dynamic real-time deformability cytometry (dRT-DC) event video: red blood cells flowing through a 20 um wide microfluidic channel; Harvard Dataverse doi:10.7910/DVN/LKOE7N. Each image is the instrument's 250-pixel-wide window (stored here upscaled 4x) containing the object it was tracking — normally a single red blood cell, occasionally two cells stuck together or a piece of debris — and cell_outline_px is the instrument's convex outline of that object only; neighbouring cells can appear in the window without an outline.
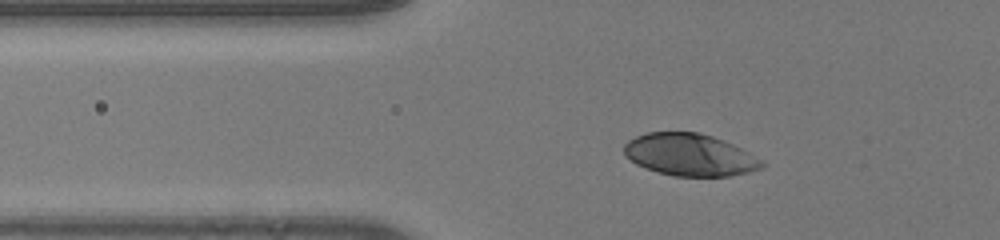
{"species": "human", "species_latin": "Homo sapiens", "temperature_condition": "room temperature", "stored_images_in_passage": 43, "camera_frame_rate_fps": 3000, "um_per_image_px": 0.085, "donor": {"sex": "male"}, "frame": {"image": 1, "passage_image": 14, "time_ms": 4.333, "image_size_px": [1000, 240], "cell_outline_px": [[764, 168], [732, 176], [676, 176], [656, 172], [636, 164], [624, 156], [624, 144], [628, 140], [636, 136], [648, 132], [696, 132], [712, 136], [724, 140], [764, 160]], "centroid_in_image_um": [58.63, 13.16], "position_along_channel_um": 67.2, "area_um2": 33.99}}
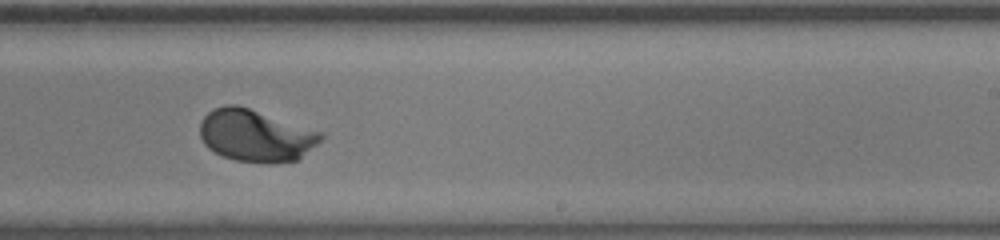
{"frame": {"image": 2, "passage_image": 30, "time_ms": 9.667, "image_size_px": [1000, 240], "cell_outline_px": [[324, 136], [316, 144], [296, 160], [272, 164], [264, 164], [236, 160], [224, 156], [208, 148], [204, 144], [200, 136], [200, 120], [208, 112], [224, 104], [236, 104], [324, 132]], "centroid_in_image_um": [21.72, 11.52], "position_along_channel_um": 267.3, "area_um2": 36.7}}
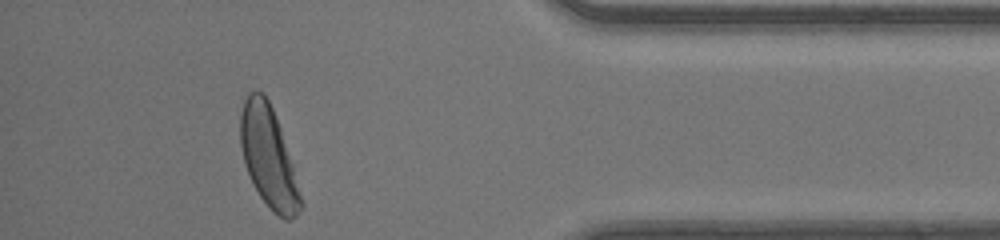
{"frame": {"image": 3, "passage_image": 42, "time_ms": 13.667, "image_size_px": [1000, 240], "cell_outline_px": [[304, 204], [296, 216], [292, 220], [284, 220], [272, 212], [260, 196], [244, 164], [240, 144], [240, 112], [244, 100], [248, 92], [256, 88], [264, 92], [272, 108], [280, 128], [292, 164]], "centroid_in_image_um": [22.81, 13.34], "position_along_channel_um": 412.4, "area_um2": 35.37}, "authors_computed_cell_mechanics": {"area_um2": 36.1828, "velocity_mm_per_s": 4.1416, "shape_relaxation_time_tau1_ms": 1.719, "shape_relaxation_time_tau2_ms": null, "deformation_change_tau1": 0.1384, "deformation_change_tau2": null}}